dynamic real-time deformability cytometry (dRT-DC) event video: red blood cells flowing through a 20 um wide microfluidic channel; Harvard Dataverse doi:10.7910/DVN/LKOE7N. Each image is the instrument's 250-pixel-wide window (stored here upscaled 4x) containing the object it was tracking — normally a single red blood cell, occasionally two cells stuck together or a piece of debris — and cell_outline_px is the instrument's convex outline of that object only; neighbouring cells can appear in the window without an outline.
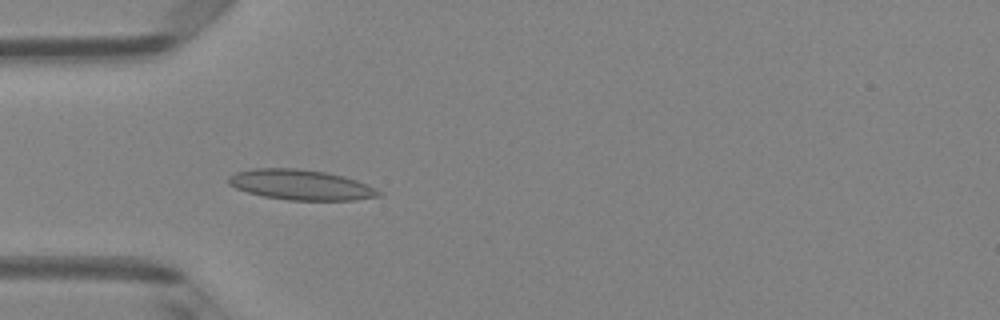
{"species": "Egyptian fruit bat (a non-hibernating species)", "species_latin": "Rousettus aegyptiacus", "temperature_condition": "room temperature", "stored_images_in_passage": 4, "camera_frame_rate_fps": 3000, "um_per_image_px": 0.085, "animal": {"sex": "female"}, "frame": {"image": 1, "passage_image": 4, "time_ms": 1.0, "image_size_px": [1000, 320], "cell_outline_px": [[384, 196], [356, 200], [288, 200], [264, 196], [248, 192], [236, 188], [228, 184], [228, 176], [236, 172], [256, 168], [296, 168], [324, 172], [344, 176], [368, 184], [380, 192]], "centroid_in_image_um": [25.59, 15.71], "position_along_channel_um": 59.4, "area_um2": 26.47}}